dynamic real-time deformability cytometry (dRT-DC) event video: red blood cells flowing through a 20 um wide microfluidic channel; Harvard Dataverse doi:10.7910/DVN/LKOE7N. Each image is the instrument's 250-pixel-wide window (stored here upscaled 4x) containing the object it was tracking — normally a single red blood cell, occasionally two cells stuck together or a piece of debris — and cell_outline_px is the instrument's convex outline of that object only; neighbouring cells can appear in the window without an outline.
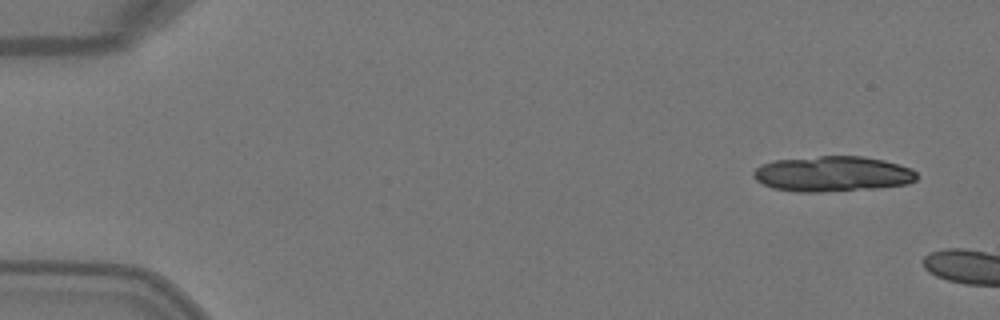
{"species": "Egyptian fruit bat (a non-hibernating species)", "species_latin": "Rousettus aegyptiacus", "temperature_condition": "warm", "stored_images_in_passage": 4, "camera_frame_rate_fps": 3000, "um_per_image_px": 0.085, "animal": {"sex": "female"}, "frame": {"image": 1, "passage_image": 1, "time_ms": 0.0, "image_size_px": [1000, 320], "cell_outline_px": [[916, 180], [908, 184], [880, 188], [820, 192], [796, 192], [772, 188], [756, 180], [752, 176], [752, 172], [760, 164], [776, 160], [820, 156], [864, 156], [884, 160], [900, 164], [912, 168], [916, 172]], "centroid_in_image_um": [70.78, 14.78], "position_along_channel_um": 14.2, "area_um2": 34.04}}